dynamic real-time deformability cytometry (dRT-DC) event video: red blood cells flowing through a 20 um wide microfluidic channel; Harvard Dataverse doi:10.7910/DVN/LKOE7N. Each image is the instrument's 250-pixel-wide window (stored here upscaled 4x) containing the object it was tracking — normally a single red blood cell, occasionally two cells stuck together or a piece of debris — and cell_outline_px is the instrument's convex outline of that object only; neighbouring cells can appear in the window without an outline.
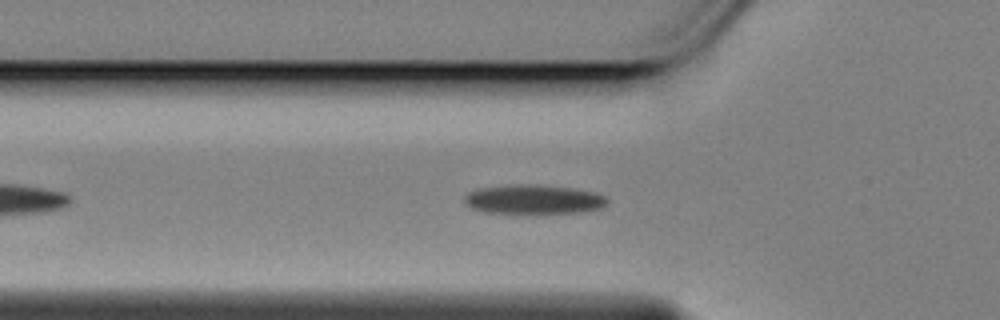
{"species": "Egyptian fruit bat (a non-hibernating species)", "species_latin": "Rousettus aegyptiacus", "temperature_condition": "cold", "stored_images_in_passage": 45, "camera_frame_rate_fps": 3000, "um_per_image_px": 0.085, "animal": {"sex": "female"}, "frame": {"image": 1, "passage_image": 9, "time_ms": 2.667, "image_size_px": [1000, 320], "cell_outline_px": [[608, 200], [600, 208], [580, 212], [484, 212], [472, 208], [464, 204], [464, 196], [468, 192], [476, 188], [508, 184], [536, 184], [572, 188], [592, 192], [604, 196]], "centroid_in_image_um": [45.26, 16.92], "position_along_channel_um": 80.5, "area_um2": 24.1}}
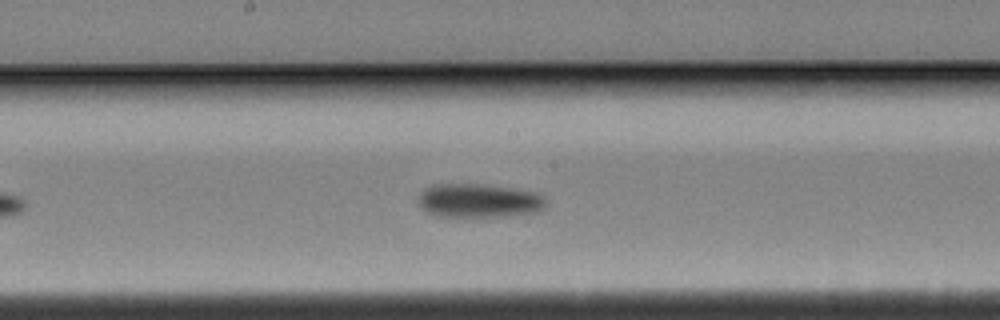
{"frame": {"image": 2, "passage_image": 20, "time_ms": 6.333, "image_size_px": [1000, 320], "cell_outline_px": [[548, 204], [544, 208], [536, 212], [508, 216], [436, 216], [420, 208], [420, 192], [424, 188], [432, 184], [484, 184], [512, 188], [532, 192], [544, 196]], "centroid_in_image_um": [40.71, 17.05], "position_along_channel_um": 207.5, "area_um2": 25.2}}
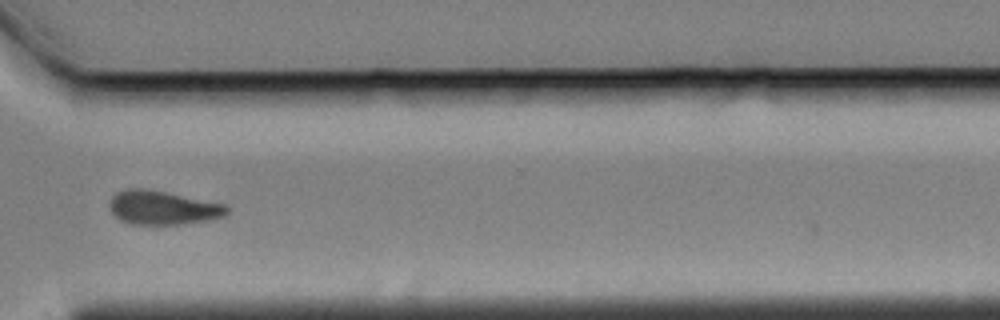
{"frame": {"image": 3, "passage_image": 33, "time_ms": 10.667, "image_size_px": [1000, 320], "cell_outline_px": [[228, 212], [224, 216], [208, 220], [180, 224], [132, 224], [120, 220], [112, 212], [112, 196], [116, 192], [128, 188], [144, 188], [224, 204], [228, 208]], "centroid_in_image_um": [13.83, 17.66], "position_along_channel_um": 356.8, "area_um2": 22.66}, "authors_computed_cell_mechanics": {"area_um2": 23.8136, "velocity_mm_per_s": 3.4537, "shape_relaxation_time_tau1_ms": 3.5855, "shape_relaxation_time_tau2_ms": null, "deformation_change_tau1": 0.1152, "deformation_change_tau2": null}}